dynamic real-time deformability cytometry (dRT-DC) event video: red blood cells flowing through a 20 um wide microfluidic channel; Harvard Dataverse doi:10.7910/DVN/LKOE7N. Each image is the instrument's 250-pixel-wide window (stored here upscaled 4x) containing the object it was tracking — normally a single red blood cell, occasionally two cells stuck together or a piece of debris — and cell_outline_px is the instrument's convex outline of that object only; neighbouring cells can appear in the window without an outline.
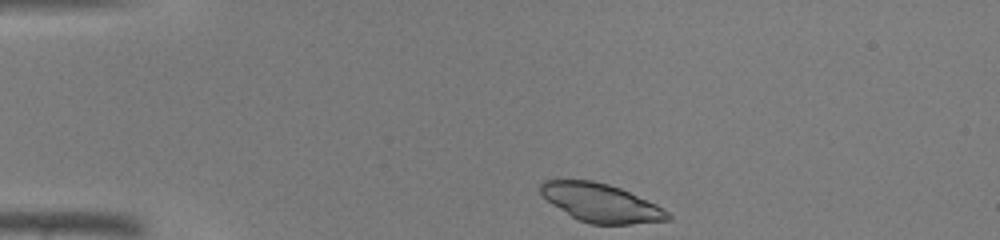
{"species": "common noctule bat (a hibernating species)", "species_latin": "Nyctalus noctula", "temperature_condition": "warm", "stored_images_in_passage": 37, "camera_frame_rate_fps": 3000, "um_per_image_px": 0.085, "animal": {"sex": "male", "body_mass_g": 19.0, "forearm_length_mm": 50.8}, "frame": {"image": 1, "passage_image": 1, "time_ms": 0.0, "image_size_px": [1000, 240], "cell_outline_px": [[672, 220], [628, 224], [588, 224], [572, 216], [552, 204], [540, 192], [540, 184], [544, 180], [592, 180], [608, 184], [620, 188], [656, 204], [668, 212], [672, 216]], "centroid_in_image_um": [51.1, 17.24], "position_along_channel_um": 33.9, "area_um2": 28.21}}
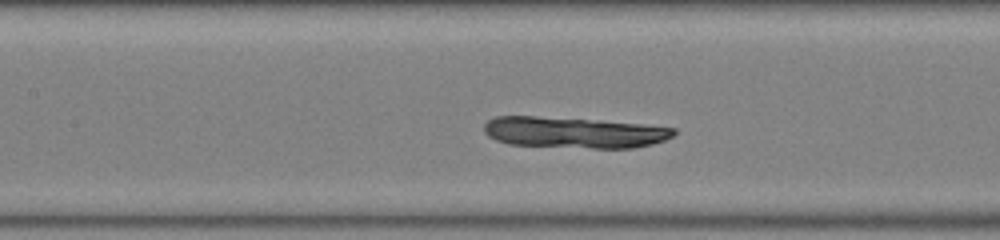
{"frame": {"image": 2, "passage_image": 13, "time_ms": 4.0, "image_size_px": [1000, 240], "cell_outline_px": [[676, 132], [672, 136], [664, 140], [652, 144], [632, 148], [592, 148], [508, 144], [496, 140], [488, 136], [484, 132], [484, 124], [488, 120], [496, 116], [536, 116], [596, 120], [640, 124], [676, 128]], "centroid_in_image_um": [48.76, 11.26], "position_along_channel_um": 158.6, "area_um2": 34.22}}
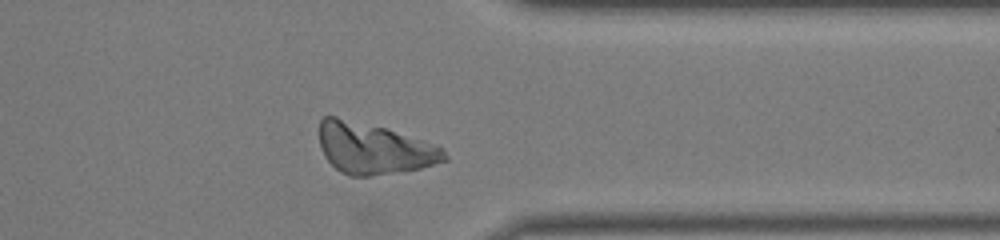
{"frame": {"image": 3, "passage_image": 28, "time_ms": 9.0, "image_size_px": [1000, 240], "cell_outline_px": [[448, 160], [420, 168], [368, 176], [348, 176], [340, 172], [324, 156], [320, 148], [320, 120], [324, 116], [336, 116], [384, 128], [444, 148], [448, 156]], "centroid_in_image_um": [31.74, 12.63], "position_along_channel_um": 379.7, "area_um2": 36.65}}